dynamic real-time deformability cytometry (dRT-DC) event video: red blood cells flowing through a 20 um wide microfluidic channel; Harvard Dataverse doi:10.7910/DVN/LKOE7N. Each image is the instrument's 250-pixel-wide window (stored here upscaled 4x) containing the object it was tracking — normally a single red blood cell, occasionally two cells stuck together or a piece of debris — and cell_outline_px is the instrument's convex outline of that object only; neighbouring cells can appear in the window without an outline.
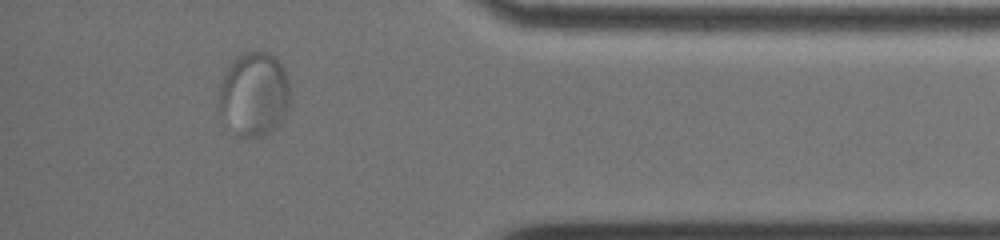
{"species": "common noctule bat (a hibernating species)", "species_latin": "Nyctalus noctula", "temperature_condition": "warm", "stored_images_in_passage": 45, "segment_of_instrument_passage": [2, 2], "camera_frame_rate_fps": 3000, "um_per_image_px": 0.085, "animal": {"sex": "female", "body_mass_g": 19.0, "forearm_length_mm": 51.5}, "frame": {"image": 1, "passage_image": 40, "time_ms": 13.0, "image_size_px": [1000, 240], "cell_outline_px": [[288, 108], [284, 116], [272, 132], [260, 136], [236, 136], [220, 108], [220, 88], [224, 76], [232, 60], [236, 56], [244, 52], [268, 52], [280, 60], [284, 68], [288, 80]], "centroid_in_image_um": [21.63, 7.97], "position_along_channel_um": 413.6, "area_um2": 34.33}}